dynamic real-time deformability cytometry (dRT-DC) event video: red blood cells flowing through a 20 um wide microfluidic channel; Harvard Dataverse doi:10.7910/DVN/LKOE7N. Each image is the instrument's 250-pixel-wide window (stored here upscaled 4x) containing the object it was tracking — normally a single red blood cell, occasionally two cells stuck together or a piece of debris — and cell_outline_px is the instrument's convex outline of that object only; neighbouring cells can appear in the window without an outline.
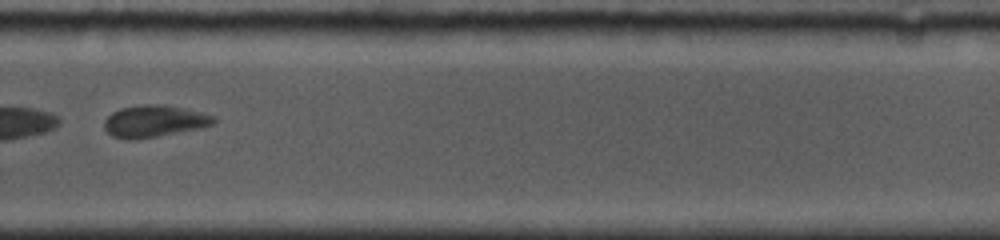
{"species": "common noctule bat (a hibernating species)", "species_latin": "Nyctalus noctula", "temperature_condition": "cold", "stored_images_in_passage": 30, "camera_frame_rate_fps": 5000, "um_per_image_px": 0.085, "animal": {"sex": "female", "body_mass_g": 19.0, "forearm_length_mm": 53.3}, "frame": {"image": 1, "passage_image": 18, "time_ms": 6.6, "image_size_px": [1000, 240], "cell_outline_px": [[216, 120], [212, 124], [204, 128], [136, 140], [128, 140], [112, 136], [104, 128], [104, 120], [112, 112], [120, 108], [144, 104], [164, 104], [184, 108], [216, 116]], "centroid_in_image_um": [13.12, 10.31], "position_along_channel_um": 316.7, "area_um2": 20.63}}